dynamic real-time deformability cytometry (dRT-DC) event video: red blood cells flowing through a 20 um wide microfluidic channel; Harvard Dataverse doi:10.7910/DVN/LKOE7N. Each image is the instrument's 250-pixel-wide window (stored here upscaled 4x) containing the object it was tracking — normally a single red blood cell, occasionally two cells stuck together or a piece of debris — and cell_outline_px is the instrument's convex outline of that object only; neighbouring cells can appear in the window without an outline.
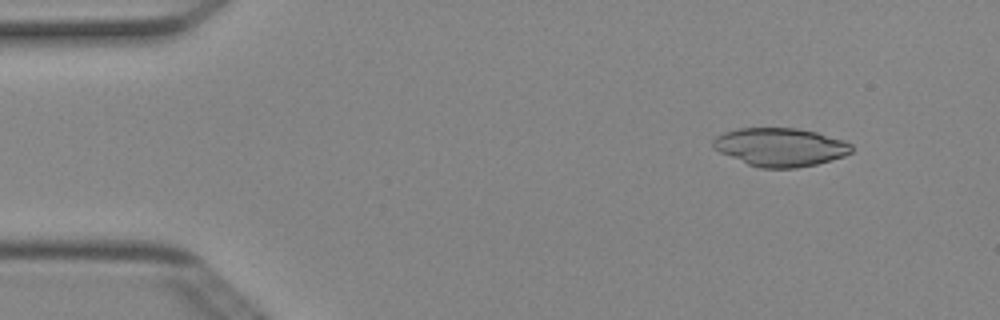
{"species": "Egyptian fruit bat (a non-hibernating species)", "species_latin": "Rousettus aegyptiacus", "temperature_condition": "cold", "stored_images_in_passage": 5, "camera_frame_rate_fps": 3000, "um_per_image_px": 0.085, "animal": {"sex": "female"}, "frame": {"image": 1, "passage_image": 2, "time_ms": 0.333, "image_size_px": [1000, 320], "cell_outline_px": [[852, 152], [844, 156], [816, 164], [796, 168], [760, 168], [748, 164], [720, 152], [712, 148], [712, 140], [716, 136], [724, 132], [740, 128], [796, 128], [816, 132], [844, 140], [852, 144]], "centroid_in_image_um": [66.32, 12.5], "position_along_channel_um": 18.7, "area_um2": 30.92}}